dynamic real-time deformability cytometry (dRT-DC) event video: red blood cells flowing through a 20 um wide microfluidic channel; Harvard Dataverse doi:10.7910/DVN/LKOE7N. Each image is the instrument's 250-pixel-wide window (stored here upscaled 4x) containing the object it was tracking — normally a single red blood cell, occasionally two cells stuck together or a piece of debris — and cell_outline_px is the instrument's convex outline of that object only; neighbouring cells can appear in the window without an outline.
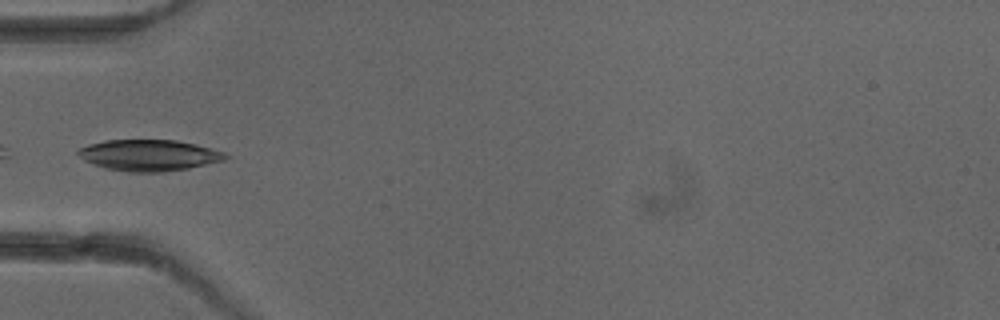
{"species": "common noctule bat (a hibernating species)", "species_latin": "Nyctalus noctula", "temperature_condition": "cold", "stored_images_in_passage": 4, "camera_frame_rate_fps": 3000, "um_per_image_px": 0.085, "animal": {"sex": "female"}, "frame": {"image": 1, "passage_image": 4, "time_ms": 4.333, "image_size_px": [1000, 320], "cell_outline_px": [[228, 156], [224, 160], [188, 168], [164, 172], [128, 172], [104, 168], [92, 164], [84, 160], [76, 152], [80, 148], [88, 144], [104, 140], [176, 140], [196, 144], [212, 148], [224, 152]], "centroid_in_image_um": [12.64, 13.19], "position_along_channel_um": 72.4, "area_um2": 26.82}}